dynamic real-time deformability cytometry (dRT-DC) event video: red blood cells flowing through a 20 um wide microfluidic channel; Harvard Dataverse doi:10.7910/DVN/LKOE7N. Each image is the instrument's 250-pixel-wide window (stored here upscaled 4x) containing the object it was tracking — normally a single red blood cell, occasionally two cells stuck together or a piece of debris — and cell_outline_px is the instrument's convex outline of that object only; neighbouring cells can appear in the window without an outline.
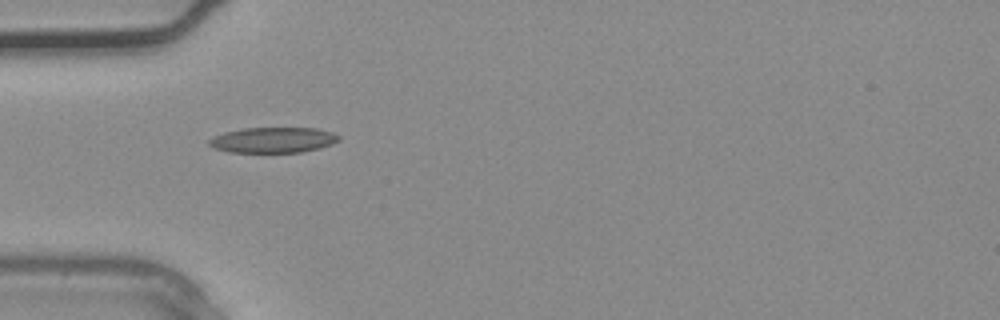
{"species": "common noctule bat (a hibernating species)", "species_latin": "Nyctalus noctula", "temperature_condition": "warm", "stored_images_in_passage": 3, "camera_frame_rate_fps": 3000, "um_per_image_px": 0.085, "animal": {"sex": "male", "body_mass_g": 20.4}, "frame": {"image": 1, "passage_image": 2, "time_ms": 0.333, "image_size_px": [1000, 320], "cell_outline_px": [[340, 140], [332, 144], [320, 148], [300, 152], [228, 152], [212, 148], [208, 144], [208, 140], [212, 136], [224, 132], [244, 128], [316, 128], [332, 132], [340, 136]], "centroid_in_image_um": [23.19, 11.9], "position_along_channel_um": 61.8, "area_um2": 19.42}}